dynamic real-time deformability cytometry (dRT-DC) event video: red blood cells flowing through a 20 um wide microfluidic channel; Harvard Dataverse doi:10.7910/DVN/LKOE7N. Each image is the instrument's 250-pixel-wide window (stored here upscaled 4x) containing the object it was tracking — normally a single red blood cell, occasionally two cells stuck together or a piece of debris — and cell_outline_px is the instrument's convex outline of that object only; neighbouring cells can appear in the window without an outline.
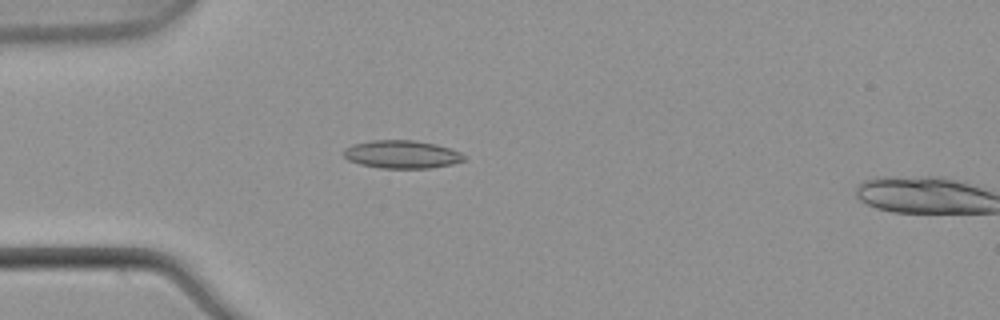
{"species": "common noctule bat (a hibernating species)", "species_latin": "Nyctalus noctula", "temperature_condition": "warm", "stored_images_in_passage": 18, "camera_frame_rate_fps": 3000, "um_per_image_px": 0.085, "animal": {"sex": "male", "body_mass_g": 21.5, "forearm_length_mm": 52.0}, "frame": {"image": 1, "passage_image": 16, "time_ms": 5.0, "image_size_px": [1000, 320], "cell_outline_px": [[468, 160], [452, 164], [428, 168], [380, 168], [360, 164], [348, 160], [344, 156], [344, 148], [352, 144], [372, 140], [412, 140], [436, 144], [460, 152]], "centroid_in_image_um": [34.15, 13.12], "position_along_channel_um": 50.9, "area_um2": 19.65}}